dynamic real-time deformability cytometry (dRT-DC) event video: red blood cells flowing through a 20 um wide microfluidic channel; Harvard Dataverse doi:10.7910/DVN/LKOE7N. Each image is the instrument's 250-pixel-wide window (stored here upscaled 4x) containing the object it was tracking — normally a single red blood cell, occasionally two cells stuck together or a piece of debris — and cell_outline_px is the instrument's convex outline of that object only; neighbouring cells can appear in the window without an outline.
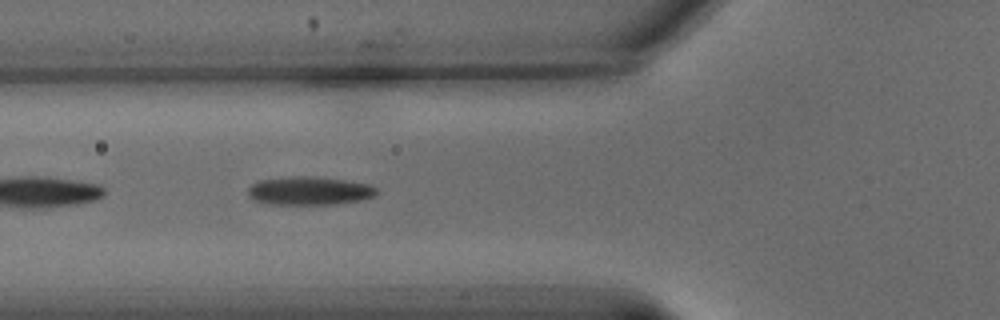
{"species": "common noctule bat (a hibernating species)", "species_latin": "Nyctalus noctula", "temperature_condition": "warm", "stored_images_in_passage": 26, "camera_frame_rate_fps": 3000, "um_per_image_px": 0.085, "animal": {"sex": "male", "body_mass_g": 15.6}, "frame": {"image": 1, "passage_image": 5, "time_ms": 1.333, "image_size_px": [1000, 320], "cell_outline_px": [[376, 192], [372, 196], [360, 200], [332, 204], [268, 204], [256, 200], [248, 196], [248, 188], [252, 184], [260, 180], [296, 176], [316, 176], [344, 180], [368, 184], [376, 188]], "centroid_in_image_um": [26.26, 16.21], "position_along_channel_um": 99.5, "area_um2": 20.98}}